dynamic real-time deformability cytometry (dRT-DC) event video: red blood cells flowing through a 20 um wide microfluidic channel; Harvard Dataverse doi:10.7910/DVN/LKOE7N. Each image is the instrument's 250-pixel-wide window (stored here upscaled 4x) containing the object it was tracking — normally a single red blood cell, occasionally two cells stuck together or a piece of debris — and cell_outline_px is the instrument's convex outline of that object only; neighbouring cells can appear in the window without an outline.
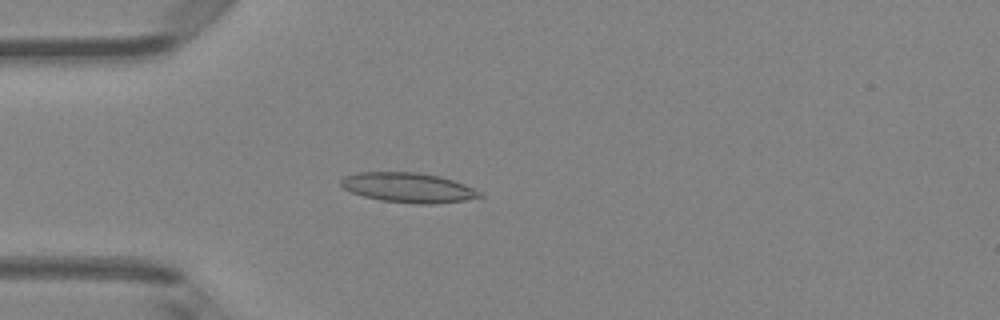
{"species": "Egyptian fruit bat (a non-hibernating species)", "species_latin": "Rousettus aegyptiacus", "temperature_condition": "room temperature", "stored_images_in_passage": 46, "camera_frame_rate_fps": 3000, "um_per_image_px": 0.085, "animal": {"sex": "female"}, "frame": {"image": 1, "passage_image": 12, "time_ms": 3.667, "image_size_px": [1000, 320], "cell_outline_px": [[484, 196], [464, 200], [432, 204], [416, 204], [380, 200], [364, 196], [352, 192], [344, 188], [340, 184], [340, 180], [344, 176], [356, 172], [420, 172], [440, 176], [464, 184], [480, 192]], "centroid_in_image_um": [34.68, 15.94], "position_along_channel_um": 50.3, "area_um2": 24.04}}
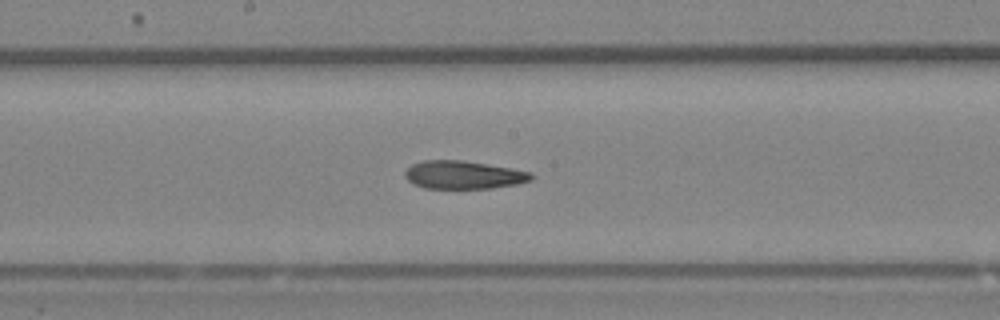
{"frame": {"image": 2, "passage_image": 24, "time_ms": 7.667, "image_size_px": [1000, 320], "cell_outline_px": [[536, 176], [532, 180], [516, 184], [492, 188], [424, 188], [412, 184], [404, 176], [404, 172], [412, 164], [420, 160], [464, 160], [512, 168], [532, 172]], "centroid_in_image_um": [39.4, 14.86], "position_along_channel_um": 208.8, "area_um2": 20.92}}
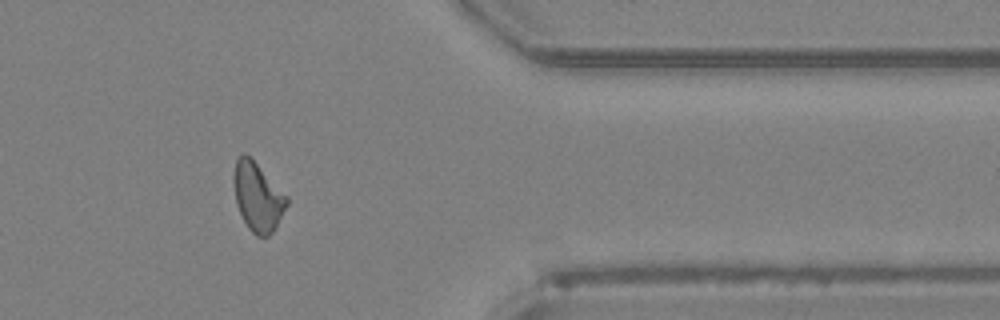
{"frame": {"image": 3, "passage_image": 38, "time_ms": 12.333, "image_size_px": [1000, 320], "cell_outline_px": [[288, 204], [276, 228], [268, 236], [256, 236], [248, 228], [236, 204], [232, 180], [232, 176], [236, 160], [244, 152], [288, 196]], "centroid_in_image_um": [21.9, 16.76], "position_along_channel_um": 389.5, "area_um2": 21.1}, "authors_computed_cell_mechanics": {"area_um2": 21.5594, "velocity_mm_per_s": 4.2426, "shape_relaxation_time_tau1_ms": 7.023, "shape_relaxation_time_tau2_ms": 4.111, "deformation_change_tau1": 0.1943, "deformation_change_tau2": 0.1267}}